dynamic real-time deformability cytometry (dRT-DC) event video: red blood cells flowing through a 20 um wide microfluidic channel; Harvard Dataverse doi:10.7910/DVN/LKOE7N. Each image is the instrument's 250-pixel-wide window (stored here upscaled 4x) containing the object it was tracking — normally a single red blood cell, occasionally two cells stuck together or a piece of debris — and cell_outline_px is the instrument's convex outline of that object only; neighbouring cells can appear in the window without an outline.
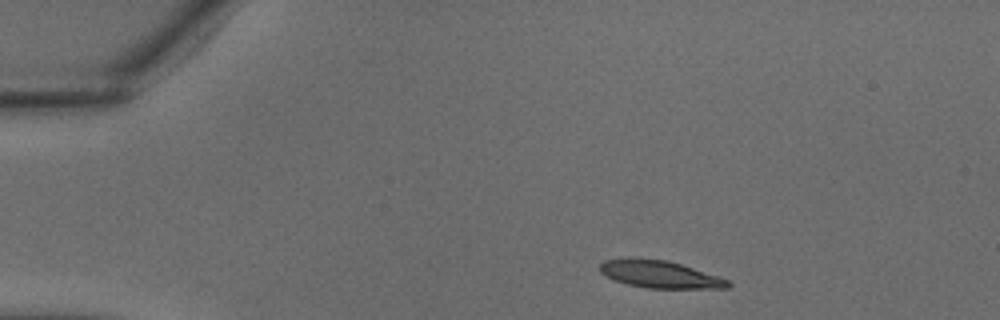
{"species": "common noctule bat (a hibernating species)", "species_latin": "Nyctalus noctula", "temperature_condition": "warm", "stored_images_in_passage": 31, "camera_frame_rate_fps": 3000, "um_per_image_px": 0.085, "animal": {"sex": "male", "body_mass_g": 18.8}, "frame": {"image": 1, "passage_image": 1, "time_ms": 0.0, "image_size_px": [1000, 320], "cell_outline_px": [[732, 284], [728, 288], [648, 288], [628, 284], [616, 280], [600, 272], [600, 264], [604, 260], [664, 260], [680, 264], [728, 280]], "centroid_in_image_um": [56.13, 23.35], "position_along_channel_um": 28.9, "area_um2": 19.36}}
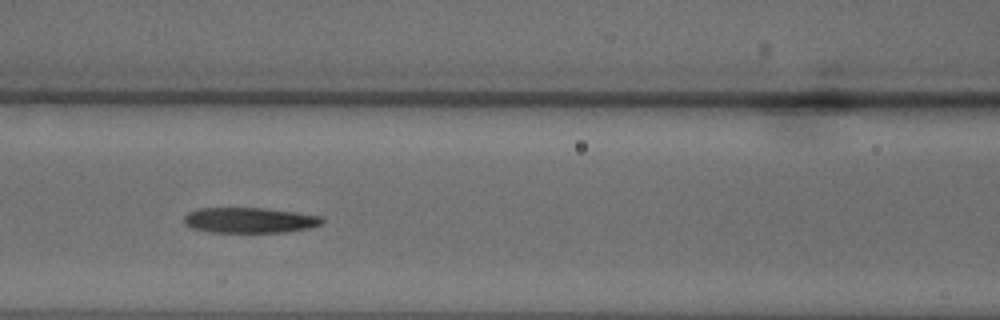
{"frame": {"image": 2, "passage_image": 11, "time_ms": 3.333, "image_size_px": [1000, 320], "cell_outline_px": [[324, 224], [308, 228], [284, 232], [208, 232], [192, 228], [184, 224], [184, 216], [188, 212], [200, 208], [264, 208], [296, 212], [320, 216], [324, 220]], "centroid_in_image_um": [21.21, 18.72], "position_along_channel_um": 145.4, "area_um2": 20.52}}
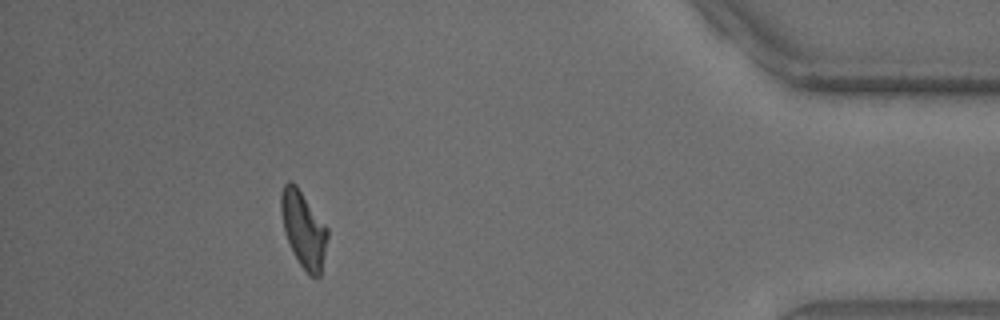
{"frame": {"image": 3, "passage_image": 28, "time_ms": 9.0, "image_size_px": [1000, 320], "cell_outline_px": [[328, 236], [320, 276], [308, 276], [292, 252], [284, 232], [280, 208], [280, 196], [284, 184], [288, 180], [292, 180], [296, 184], [328, 228]], "centroid_in_image_um": [25.78, 19.47], "position_along_channel_um": 409.4, "area_um2": 20.75}}